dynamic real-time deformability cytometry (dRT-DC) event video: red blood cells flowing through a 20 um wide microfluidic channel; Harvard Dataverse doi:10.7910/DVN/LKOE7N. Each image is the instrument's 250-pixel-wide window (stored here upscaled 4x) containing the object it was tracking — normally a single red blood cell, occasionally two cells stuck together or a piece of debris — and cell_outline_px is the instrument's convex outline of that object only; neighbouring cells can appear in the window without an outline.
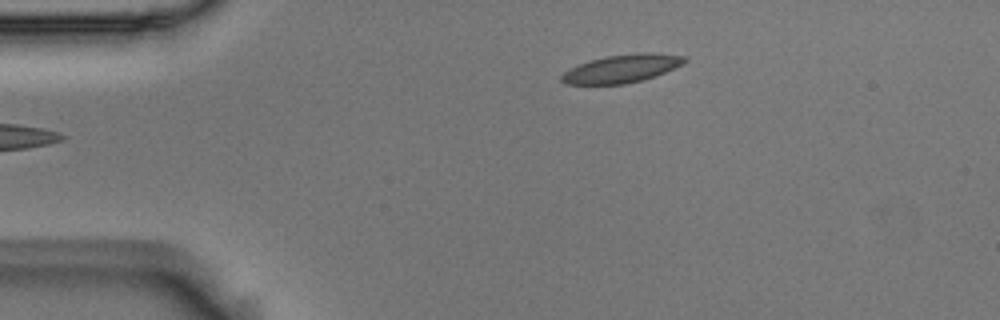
{"species": "Egyptian fruit bat (a non-hibernating species)", "species_latin": "Rousettus aegyptiacus", "temperature_condition": "room temperature", "stored_images_in_passage": 45, "camera_frame_rate_fps": 3000, "um_per_image_px": 0.085, "animal": {"sex": "male"}, "frame": {"image": 1, "passage_image": 1, "time_ms": 0.0, "image_size_px": [1000, 320], "cell_outline_px": [[688, 60], [656, 76], [624, 84], [564, 84], [560, 80], [560, 76], [564, 72], [588, 60], [608, 56], [640, 52], [652, 52], [684, 56]], "centroid_in_image_um": [52.82, 5.83], "position_along_channel_um": 32.2, "area_um2": 19.88}}
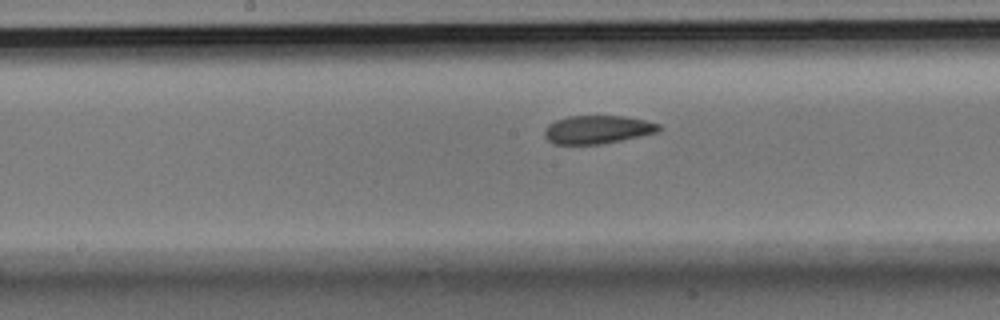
{"frame": {"image": 2, "passage_image": 18, "time_ms": 5.667, "image_size_px": [1000, 320], "cell_outline_px": [[660, 128], [656, 132], [640, 136], [600, 144], [556, 144], [548, 140], [544, 136], [544, 128], [548, 124], [556, 120], [568, 116], [624, 116], [644, 120], [660, 124]], "centroid_in_image_um": [50.74, 11.01], "position_along_channel_um": 197.5, "area_um2": 18.67}}
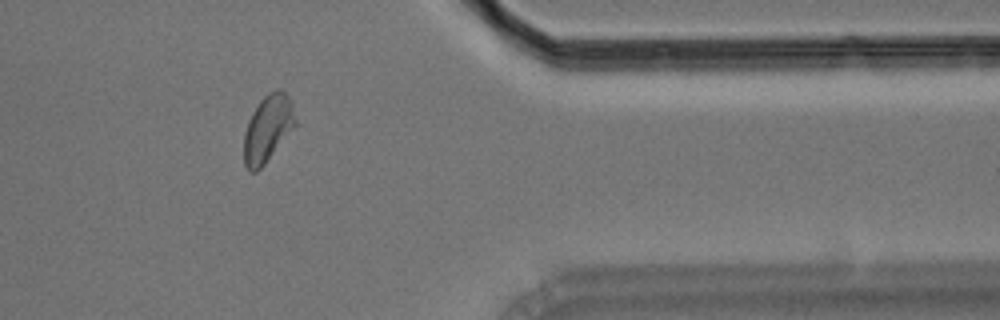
{"frame": {"image": 3, "passage_image": 35, "time_ms": 11.333, "image_size_px": [1000, 320], "cell_outline_px": [[296, 124], [264, 164], [256, 172], [248, 172], [244, 164], [244, 132], [248, 120], [252, 112], [260, 100], [268, 92], [276, 88], [280, 88], [288, 96], [292, 104], [296, 120]], "centroid_in_image_um": [22.73, 10.91], "position_along_channel_um": 388.7, "area_um2": 19.94}, "authors_computed_cell_mechanics": {"area_um2": 19.8832, "velocity_mm_per_s": 3.6975, "shape_relaxation_time_tau1_ms": 6.1836, "shape_relaxation_time_tau2_ms": 2.5774, "deformation_change_tau1": 0.1543, "deformation_change_tau2": 0.0848}}